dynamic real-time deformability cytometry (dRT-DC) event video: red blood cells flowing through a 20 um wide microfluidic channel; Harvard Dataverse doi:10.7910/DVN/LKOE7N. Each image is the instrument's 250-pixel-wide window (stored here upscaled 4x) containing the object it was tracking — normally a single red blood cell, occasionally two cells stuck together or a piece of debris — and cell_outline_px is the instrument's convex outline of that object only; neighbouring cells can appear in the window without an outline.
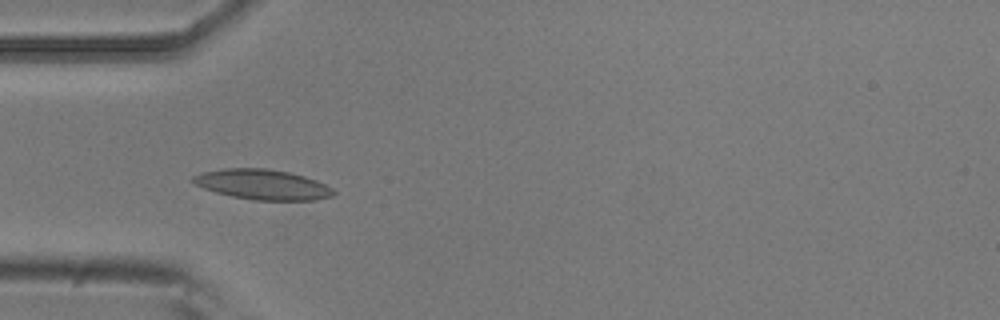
{"species": "common noctule bat (a hibernating species)", "species_latin": "Nyctalus noctula", "temperature_condition": "room temperature", "stored_images_in_passage": 6, "camera_frame_rate_fps": 3000, "um_per_image_px": 0.085, "animal": {"sex": "male", "body_mass_g": 20.5, "forearm_length_mm": 52.5}, "frame": {"image": 1, "passage_image": 5, "time_ms": 1.333, "image_size_px": [1000, 320], "cell_outline_px": [[336, 192], [332, 196], [316, 200], [252, 200], [232, 196], [216, 192], [204, 188], [196, 184], [192, 180], [192, 176], [204, 172], [224, 168], [264, 168], [288, 172], [304, 176], [316, 180], [332, 188]], "centroid_in_image_um": [22.33, 15.68], "position_along_channel_um": 62.7, "area_um2": 24.51}}
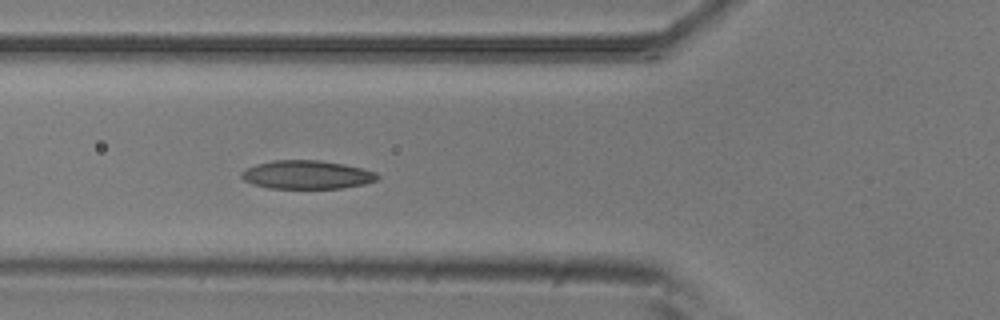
{"frame": {"image": 2, "passage_image": 6, "time_ms": 1.667, "image_size_px": [1000, 320], "cell_outline_px": [[380, 176], [376, 180], [364, 184], [340, 188], [268, 188], [252, 184], [244, 180], [240, 176], [240, 172], [256, 164], [272, 160], [320, 160], [344, 164], [364, 168], [376, 172]], "centroid_in_image_um": [26.08, 14.84], "position_along_channel_um": 99.7, "area_um2": 22.66}}